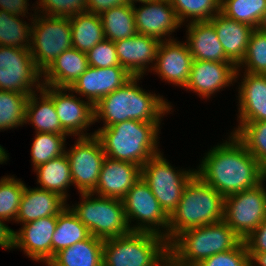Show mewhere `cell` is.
<instances>
[{"mask_svg": "<svg viewBox=\"0 0 266 266\" xmlns=\"http://www.w3.org/2000/svg\"><path fill=\"white\" fill-rule=\"evenodd\" d=\"M224 197L195 174L169 217L168 244L181 232L223 220Z\"/></svg>", "mask_w": 266, "mask_h": 266, "instance_id": "277c9868", "label": "cell"}, {"mask_svg": "<svg viewBox=\"0 0 266 266\" xmlns=\"http://www.w3.org/2000/svg\"><path fill=\"white\" fill-rule=\"evenodd\" d=\"M168 253V242L164 237L130 232L104 240L103 266H159Z\"/></svg>", "mask_w": 266, "mask_h": 266, "instance_id": "8992f818", "label": "cell"}, {"mask_svg": "<svg viewBox=\"0 0 266 266\" xmlns=\"http://www.w3.org/2000/svg\"><path fill=\"white\" fill-rule=\"evenodd\" d=\"M124 4H127L126 0H88L86 11L100 15L112 7H118Z\"/></svg>", "mask_w": 266, "mask_h": 266, "instance_id": "bcb514c9", "label": "cell"}, {"mask_svg": "<svg viewBox=\"0 0 266 266\" xmlns=\"http://www.w3.org/2000/svg\"><path fill=\"white\" fill-rule=\"evenodd\" d=\"M57 226V215L42 217L22 224L14 231V249L24 251L28 258L45 263L52 259V236Z\"/></svg>", "mask_w": 266, "mask_h": 266, "instance_id": "ac0fdd59", "label": "cell"}, {"mask_svg": "<svg viewBox=\"0 0 266 266\" xmlns=\"http://www.w3.org/2000/svg\"><path fill=\"white\" fill-rule=\"evenodd\" d=\"M128 4H135L136 2L140 3V2H144V1H147V0H126Z\"/></svg>", "mask_w": 266, "mask_h": 266, "instance_id": "db71d44e", "label": "cell"}, {"mask_svg": "<svg viewBox=\"0 0 266 266\" xmlns=\"http://www.w3.org/2000/svg\"><path fill=\"white\" fill-rule=\"evenodd\" d=\"M41 89L53 100L62 129L68 135L92 136L86 131L95 123L94 105L91 102L77 98L71 88L42 85ZM67 91L70 92L67 94Z\"/></svg>", "mask_w": 266, "mask_h": 266, "instance_id": "5bb4252c", "label": "cell"}, {"mask_svg": "<svg viewBox=\"0 0 266 266\" xmlns=\"http://www.w3.org/2000/svg\"><path fill=\"white\" fill-rule=\"evenodd\" d=\"M263 182L224 198L223 220L242 240L266 218V188Z\"/></svg>", "mask_w": 266, "mask_h": 266, "instance_id": "8fae6325", "label": "cell"}, {"mask_svg": "<svg viewBox=\"0 0 266 266\" xmlns=\"http://www.w3.org/2000/svg\"><path fill=\"white\" fill-rule=\"evenodd\" d=\"M159 266H193V265H186L182 264L177 261L172 255L169 253L162 259Z\"/></svg>", "mask_w": 266, "mask_h": 266, "instance_id": "681fc988", "label": "cell"}, {"mask_svg": "<svg viewBox=\"0 0 266 266\" xmlns=\"http://www.w3.org/2000/svg\"><path fill=\"white\" fill-rule=\"evenodd\" d=\"M130 78L132 76L122 66L108 68L89 66L70 88L95 105L102 97L122 87Z\"/></svg>", "mask_w": 266, "mask_h": 266, "instance_id": "d6986e66", "label": "cell"}, {"mask_svg": "<svg viewBox=\"0 0 266 266\" xmlns=\"http://www.w3.org/2000/svg\"><path fill=\"white\" fill-rule=\"evenodd\" d=\"M185 43L193 60L232 63L222 48L215 28L210 21L187 23Z\"/></svg>", "mask_w": 266, "mask_h": 266, "instance_id": "d4e9b609", "label": "cell"}, {"mask_svg": "<svg viewBox=\"0 0 266 266\" xmlns=\"http://www.w3.org/2000/svg\"><path fill=\"white\" fill-rule=\"evenodd\" d=\"M21 19V20H20ZM31 24L19 16L0 10V46L17 47L25 50L31 45Z\"/></svg>", "mask_w": 266, "mask_h": 266, "instance_id": "d6a6232c", "label": "cell"}, {"mask_svg": "<svg viewBox=\"0 0 266 266\" xmlns=\"http://www.w3.org/2000/svg\"><path fill=\"white\" fill-rule=\"evenodd\" d=\"M122 202L131 232L154 233L164 237L167 241L169 216L164 212L142 177L122 198ZM135 220L137 225L132 226L131 222Z\"/></svg>", "mask_w": 266, "mask_h": 266, "instance_id": "30bf717a", "label": "cell"}, {"mask_svg": "<svg viewBox=\"0 0 266 266\" xmlns=\"http://www.w3.org/2000/svg\"><path fill=\"white\" fill-rule=\"evenodd\" d=\"M266 11V0H221L220 12L226 17L257 29L263 13Z\"/></svg>", "mask_w": 266, "mask_h": 266, "instance_id": "e575fe53", "label": "cell"}, {"mask_svg": "<svg viewBox=\"0 0 266 266\" xmlns=\"http://www.w3.org/2000/svg\"><path fill=\"white\" fill-rule=\"evenodd\" d=\"M141 3L143 6L139 8L133 4L137 34L156 38L160 42L174 39L170 35L182 25L170 0H147Z\"/></svg>", "mask_w": 266, "mask_h": 266, "instance_id": "9a60e30c", "label": "cell"}, {"mask_svg": "<svg viewBox=\"0 0 266 266\" xmlns=\"http://www.w3.org/2000/svg\"><path fill=\"white\" fill-rule=\"evenodd\" d=\"M39 79L42 73L35 66L30 50L0 46V90L29 96L42 88Z\"/></svg>", "mask_w": 266, "mask_h": 266, "instance_id": "7c38bea8", "label": "cell"}, {"mask_svg": "<svg viewBox=\"0 0 266 266\" xmlns=\"http://www.w3.org/2000/svg\"><path fill=\"white\" fill-rule=\"evenodd\" d=\"M141 178V167L127 161L105 158L94 195L121 199Z\"/></svg>", "mask_w": 266, "mask_h": 266, "instance_id": "44dd1931", "label": "cell"}, {"mask_svg": "<svg viewBox=\"0 0 266 266\" xmlns=\"http://www.w3.org/2000/svg\"><path fill=\"white\" fill-rule=\"evenodd\" d=\"M37 174L38 188L53 191L67 200V188L73 185L68 157L66 154L51 159L33 169Z\"/></svg>", "mask_w": 266, "mask_h": 266, "instance_id": "f546056e", "label": "cell"}, {"mask_svg": "<svg viewBox=\"0 0 266 266\" xmlns=\"http://www.w3.org/2000/svg\"><path fill=\"white\" fill-rule=\"evenodd\" d=\"M197 266H250V256L242 240L234 249L214 254Z\"/></svg>", "mask_w": 266, "mask_h": 266, "instance_id": "b9f144b4", "label": "cell"}, {"mask_svg": "<svg viewBox=\"0 0 266 266\" xmlns=\"http://www.w3.org/2000/svg\"><path fill=\"white\" fill-rule=\"evenodd\" d=\"M238 86V121H266V74L244 72Z\"/></svg>", "mask_w": 266, "mask_h": 266, "instance_id": "7402d4cb", "label": "cell"}, {"mask_svg": "<svg viewBox=\"0 0 266 266\" xmlns=\"http://www.w3.org/2000/svg\"><path fill=\"white\" fill-rule=\"evenodd\" d=\"M115 43L116 53L122 66L132 77H142L153 69L160 41L150 36L135 34ZM154 63V64H153Z\"/></svg>", "mask_w": 266, "mask_h": 266, "instance_id": "ffe728a7", "label": "cell"}, {"mask_svg": "<svg viewBox=\"0 0 266 266\" xmlns=\"http://www.w3.org/2000/svg\"><path fill=\"white\" fill-rule=\"evenodd\" d=\"M170 3L183 25L186 18V23L189 19V23L210 21L220 12L221 0H170Z\"/></svg>", "mask_w": 266, "mask_h": 266, "instance_id": "8d00e7d4", "label": "cell"}, {"mask_svg": "<svg viewBox=\"0 0 266 266\" xmlns=\"http://www.w3.org/2000/svg\"><path fill=\"white\" fill-rule=\"evenodd\" d=\"M80 196L81 202L69 207L91 235L105 240L131 232L121 199L98 195L94 198V193H80Z\"/></svg>", "mask_w": 266, "mask_h": 266, "instance_id": "52a82bcc", "label": "cell"}, {"mask_svg": "<svg viewBox=\"0 0 266 266\" xmlns=\"http://www.w3.org/2000/svg\"><path fill=\"white\" fill-rule=\"evenodd\" d=\"M257 29L261 32L266 33V11L263 13V16L260 20V23H259Z\"/></svg>", "mask_w": 266, "mask_h": 266, "instance_id": "f907efd6", "label": "cell"}, {"mask_svg": "<svg viewBox=\"0 0 266 266\" xmlns=\"http://www.w3.org/2000/svg\"><path fill=\"white\" fill-rule=\"evenodd\" d=\"M192 55L186 43L177 39L160 42L153 69L162 80L185 88L191 71Z\"/></svg>", "mask_w": 266, "mask_h": 266, "instance_id": "e0dca14e", "label": "cell"}, {"mask_svg": "<svg viewBox=\"0 0 266 266\" xmlns=\"http://www.w3.org/2000/svg\"><path fill=\"white\" fill-rule=\"evenodd\" d=\"M248 254L250 256V266H266V252Z\"/></svg>", "mask_w": 266, "mask_h": 266, "instance_id": "c3c4849f", "label": "cell"}, {"mask_svg": "<svg viewBox=\"0 0 266 266\" xmlns=\"http://www.w3.org/2000/svg\"><path fill=\"white\" fill-rule=\"evenodd\" d=\"M86 56L89 66L94 68L120 66L115 43L111 40L104 39L97 43L86 53Z\"/></svg>", "mask_w": 266, "mask_h": 266, "instance_id": "7bdbcfd3", "label": "cell"}, {"mask_svg": "<svg viewBox=\"0 0 266 266\" xmlns=\"http://www.w3.org/2000/svg\"><path fill=\"white\" fill-rule=\"evenodd\" d=\"M263 181H266V167L263 168Z\"/></svg>", "mask_w": 266, "mask_h": 266, "instance_id": "11a10c76", "label": "cell"}, {"mask_svg": "<svg viewBox=\"0 0 266 266\" xmlns=\"http://www.w3.org/2000/svg\"><path fill=\"white\" fill-rule=\"evenodd\" d=\"M143 77H132L122 87L102 97L95 105V122L109 127L126 120L161 123L171 110L163 96L149 93L137 84Z\"/></svg>", "mask_w": 266, "mask_h": 266, "instance_id": "7a4b0ae2", "label": "cell"}, {"mask_svg": "<svg viewBox=\"0 0 266 266\" xmlns=\"http://www.w3.org/2000/svg\"><path fill=\"white\" fill-rule=\"evenodd\" d=\"M38 93L34 92L28 97L25 124H32L36 132L68 135L62 129L53 100L42 89Z\"/></svg>", "mask_w": 266, "mask_h": 266, "instance_id": "4316f807", "label": "cell"}, {"mask_svg": "<svg viewBox=\"0 0 266 266\" xmlns=\"http://www.w3.org/2000/svg\"><path fill=\"white\" fill-rule=\"evenodd\" d=\"M29 1V0H28ZM27 0H0V10H5L11 15L28 17V3ZM28 8V9H27Z\"/></svg>", "mask_w": 266, "mask_h": 266, "instance_id": "f6af8a7d", "label": "cell"}, {"mask_svg": "<svg viewBox=\"0 0 266 266\" xmlns=\"http://www.w3.org/2000/svg\"><path fill=\"white\" fill-rule=\"evenodd\" d=\"M92 133L89 137H77L73 147L65 150L68 157L71 178L79 193H92L106 158L102 143Z\"/></svg>", "mask_w": 266, "mask_h": 266, "instance_id": "4fadbf2b", "label": "cell"}, {"mask_svg": "<svg viewBox=\"0 0 266 266\" xmlns=\"http://www.w3.org/2000/svg\"><path fill=\"white\" fill-rule=\"evenodd\" d=\"M66 201L56 192L25 185L15 223L25 224L42 217L59 215L67 207Z\"/></svg>", "mask_w": 266, "mask_h": 266, "instance_id": "603a6c76", "label": "cell"}, {"mask_svg": "<svg viewBox=\"0 0 266 266\" xmlns=\"http://www.w3.org/2000/svg\"><path fill=\"white\" fill-rule=\"evenodd\" d=\"M7 154L9 153H7L5 149L0 145V164L5 163L9 159V156Z\"/></svg>", "mask_w": 266, "mask_h": 266, "instance_id": "816d5d0a", "label": "cell"}, {"mask_svg": "<svg viewBox=\"0 0 266 266\" xmlns=\"http://www.w3.org/2000/svg\"><path fill=\"white\" fill-rule=\"evenodd\" d=\"M105 39L117 42L137 34L133 5L112 7L100 14Z\"/></svg>", "mask_w": 266, "mask_h": 266, "instance_id": "1f68e13d", "label": "cell"}, {"mask_svg": "<svg viewBox=\"0 0 266 266\" xmlns=\"http://www.w3.org/2000/svg\"><path fill=\"white\" fill-rule=\"evenodd\" d=\"M89 67L86 53L71 47L42 73V85L70 88Z\"/></svg>", "mask_w": 266, "mask_h": 266, "instance_id": "484cf974", "label": "cell"}, {"mask_svg": "<svg viewBox=\"0 0 266 266\" xmlns=\"http://www.w3.org/2000/svg\"><path fill=\"white\" fill-rule=\"evenodd\" d=\"M160 124L126 120L99 128L95 135L101 141L106 157L142 167L161 152L158 148Z\"/></svg>", "mask_w": 266, "mask_h": 266, "instance_id": "3957f363", "label": "cell"}, {"mask_svg": "<svg viewBox=\"0 0 266 266\" xmlns=\"http://www.w3.org/2000/svg\"><path fill=\"white\" fill-rule=\"evenodd\" d=\"M47 266H60L53 259H50L44 263Z\"/></svg>", "mask_w": 266, "mask_h": 266, "instance_id": "f5cc1de1", "label": "cell"}, {"mask_svg": "<svg viewBox=\"0 0 266 266\" xmlns=\"http://www.w3.org/2000/svg\"><path fill=\"white\" fill-rule=\"evenodd\" d=\"M35 137L31 145L32 167L36 168L51 159L58 158L65 154V142L67 136L54 133L35 132Z\"/></svg>", "mask_w": 266, "mask_h": 266, "instance_id": "74e56055", "label": "cell"}, {"mask_svg": "<svg viewBox=\"0 0 266 266\" xmlns=\"http://www.w3.org/2000/svg\"><path fill=\"white\" fill-rule=\"evenodd\" d=\"M228 138L211 148L195 170L224 198L254 188L263 181V167L257 159L233 133Z\"/></svg>", "mask_w": 266, "mask_h": 266, "instance_id": "6da1fadb", "label": "cell"}, {"mask_svg": "<svg viewBox=\"0 0 266 266\" xmlns=\"http://www.w3.org/2000/svg\"><path fill=\"white\" fill-rule=\"evenodd\" d=\"M28 95L0 90V131L25 124Z\"/></svg>", "mask_w": 266, "mask_h": 266, "instance_id": "d590c367", "label": "cell"}, {"mask_svg": "<svg viewBox=\"0 0 266 266\" xmlns=\"http://www.w3.org/2000/svg\"><path fill=\"white\" fill-rule=\"evenodd\" d=\"M90 235L88 228L78 219L68 204L57 215V226L52 236V258L59 251L87 239Z\"/></svg>", "mask_w": 266, "mask_h": 266, "instance_id": "4dcf8cb0", "label": "cell"}, {"mask_svg": "<svg viewBox=\"0 0 266 266\" xmlns=\"http://www.w3.org/2000/svg\"><path fill=\"white\" fill-rule=\"evenodd\" d=\"M88 0H39L35 13L47 16L71 17L87 10ZM40 9V10H38ZM42 10V11H41ZM39 11V12H38Z\"/></svg>", "mask_w": 266, "mask_h": 266, "instance_id": "60d3db41", "label": "cell"}, {"mask_svg": "<svg viewBox=\"0 0 266 266\" xmlns=\"http://www.w3.org/2000/svg\"><path fill=\"white\" fill-rule=\"evenodd\" d=\"M30 16L34 17L29 50L35 66L43 73L62 52L72 47L70 18L41 13Z\"/></svg>", "mask_w": 266, "mask_h": 266, "instance_id": "ba28073f", "label": "cell"}, {"mask_svg": "<svg viewBox=\"0 0 266 266\" xmlns=\"http://www.w3.org/2000/svg\"><path fill=\"white\" fill-rule=\"evenodd\" d=\"M70 18L72 30V47L87 53L97 43L105 39L100 15L82 12Z\"/></svg>", "mask_w": 266, "mask_h": 266, "instance_id": "f1b7e54d", "label": "cell"}, {"mask_svg": "<svg viewBox=\"0 0 266 266\" xmlns=\"http://www.w3.org/2000/svg\"><path fill=\"white\" fill-rule=\"evenodd\" d=\"M239 72L233 63L193 60L185 88L199 97L211 98L216 92L235 83Z\"/></svg>", "mask_w": 266, "mask_h": 266, "instance_id": "2e32d148", "label": "cell"}, {"mask_svg": "<svg viewBox=\"0 0 266 266\" xmlns=\"http://www.w3.org/2000/svg\"><path fill=\"white\" fill-rule=\"evenodd\" d=\"M24 189L23 181L13 175L0 179V219L16 221Z\"/></svg>", "mask_w": 266, "mask_h": 266, "instance_id": "f35d334b", "label": "cell"}, {"mask_svg": "<svg viewBox=\"0 0 266 266\" xmlns=\"http://www.w3.org/2000/svg\"><path fill=\"white\" fill-rule=\"evenodd\" d=\"M104 240L90 235L54 255L60 266H103Z\"/></svg>", "mask_w": 266, "mask_h": 266, "instance_id": "83f0119b", "label": "cell"}, {"mask_svg": "<svg viewBox=\"0 0 266 266\" xmlns=\"http://www.w3.org/2000/svg\"><path fill=\"white\" fill-rule=\"evenodd\" d=\"M241 241L221 220L179 233L168 244V251L180 263L197 266L214 254L234 249Z\"/></svg>", "mask_w": 266, "mask_h": 266, "instance_id": "5b68a950", "label": "cell"}, {"mask_svg": "<svg viewBox=\"0 0 266 266\" xmlns=\"http://www.w3.org/2000/svg\"><path fill=\"white\" fill-rule=\"evenodd\" d=\"M248 253L266 252V218L244 239Z\"/></svg>", "mask_w": 266, "mask_h": 266, "instance_id": "ee69618b", "label": "cell"}, {"mask_svg": "<svg viewBox=\"0 0 266 266\" xmlns=\"http://www.w3.org/2000/svg\"><path fill=\"white\" fill-rule=\"evenodd\" d=\"M233 133L259 164L266 167V121L238 122Z\"/></svg>", "mask_w": 266, "mask_h": 266, "instance_id": "836d02e7", "label": "cell"}, {"mask_svg": "<svg viewBox=\"0 0 266 266\" xmlns=\"http://www.w3.org/2000/svg\"><path fill=\"white\" fill-rule=\"evenodd\" d=\"M242 66V67H241ZM252 74H266V33L254 29L250 35L245 56L237 66Z\"/></svg>", "mask_w": 266, "mask_h": 266, "instance_id": "ab89813d", "label": "cell"}, {"mask_svg": "<svg viewBox=\"0 0 266 266\" xmlns=\"http://www.w3.org/2000/svg\"><path fill=\"white\" fill-rule=\"evenodd\" d=\"M175 169L161 152L141 167L142 179L169 217L176 210L189 180L196 174L195 169Z\"/></svg>", "mask_w": 266, "mask_h": 266, "instance_id": "9c48e42d", "label": "cell"}, {"mask_svg": "<svg viewBox=\"0 0 266 266\" xmlns=\"http://www.w3.org/2000/svg\"><path fill=\"white\" fill-rule=\"evenodd\" d=\"M5 220L0 219V247L4 249H14V230L5 224Z\"/></svg>", "mask_w": 266, "mask_h": 266, "instance_id": "7dc6e473", "label": "cell"}, {"mask_svg": "<svg viewBox=\"0 0 266 266\" xmlns=\"http://www.w3.org/2000/svg\"><path fill=\"white\" fill-rule=\"evenodd\" d=\"M210 22L215 28L226 57L237 67L243 60L253 27L218 12Z\"/></svg>", "mask_w": 266, "mask_h": 266, "instance_id": "cb8c5ba5", "label": "cell"}]
</instances>
